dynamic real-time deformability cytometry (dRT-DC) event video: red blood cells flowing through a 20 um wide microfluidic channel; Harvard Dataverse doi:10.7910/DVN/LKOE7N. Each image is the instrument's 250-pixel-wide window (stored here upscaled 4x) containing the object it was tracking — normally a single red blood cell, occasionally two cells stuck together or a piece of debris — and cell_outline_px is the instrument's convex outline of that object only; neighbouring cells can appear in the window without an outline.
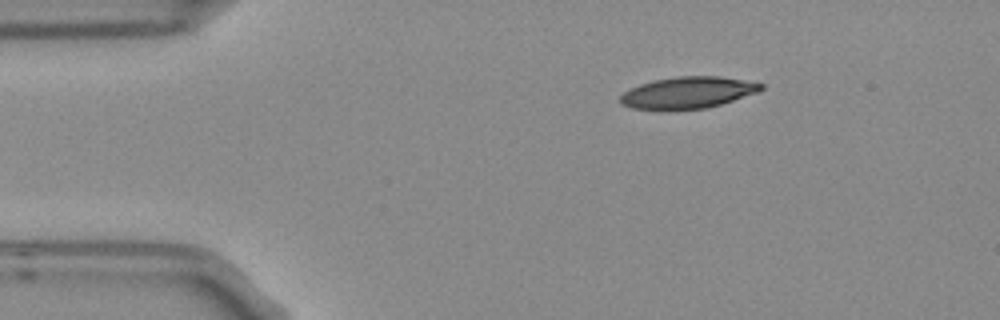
{"species": "Egyptian fruit bat (a non-hibernating species)", "species_latin": "Rousettus aegyptiacus", "temperature_condition": "room temperature", "stored_images_in_passage": 3, "camera_frame_rate_fps": 3000, "um_per_image_px": 0.085, "frame": {"image": 1, "passage_image": 3, "time_ms": 0.667, "image_size_px": [1000, 320], "cell_outline_px": [[764, 88], [756, 92], [720, 104], [704, 108], [632, 108], [620, 104], [620, 96], [624, 92], [640, 84], [656, 80], [676, 76], [720, 76], [744, 80], [764, 84]], "centroid_in_image_um": [58.47, 7.84], "position_along_channel_um": 26.5, "area_um2": 25.14}}